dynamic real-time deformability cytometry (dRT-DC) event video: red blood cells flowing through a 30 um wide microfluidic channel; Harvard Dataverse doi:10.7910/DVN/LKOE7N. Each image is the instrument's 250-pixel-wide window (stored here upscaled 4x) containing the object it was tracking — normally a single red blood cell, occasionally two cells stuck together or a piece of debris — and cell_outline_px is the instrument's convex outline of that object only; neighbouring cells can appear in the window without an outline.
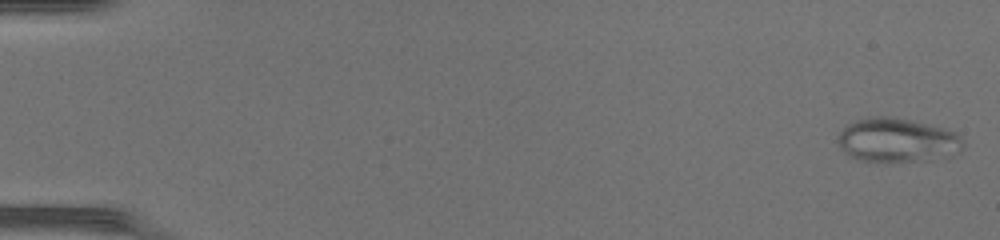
{"species": "common noctule bat (a hibernating species)", "species_latin": "Nyctalus noctula", "temperature_condition": "warm", "stored_images_in_passage": 48, "camera_frame_rate_fps": 3000, "um_per_image_px": 0.085, "animal": {"sex": "female", "body_mass_g": 17.0, "forearm_length_mm": 48.0}, "frame": {"image": 1, "passage_image": 1, "time_ms": 0.0, "image_size_px": [1000, 240], "cell_outline_px": [[964, 144], [960, 148], [920, 160], [860, 160], [848, 156], [840, 148], [836, 140], [840, 132], [848, 124], [856, 120], [872, 116], [892, 116], [956, 132], [964, 140]], "centroid_in_image_um": [76.11, 11.87], "position_along_channel_um": 8.9, "area_um2": 30.75}}
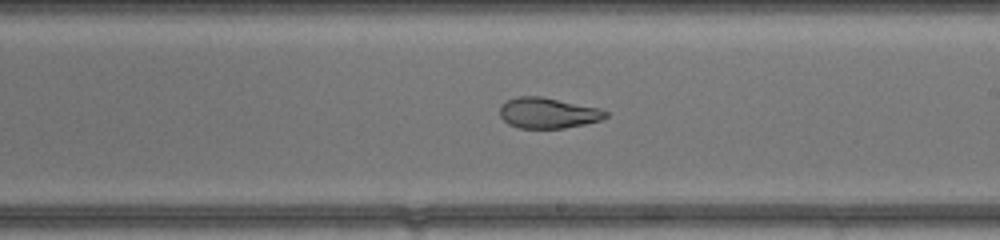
{"frame": {"image": 2, "passage_image": 29, "time_ms": 9.333, "image_size_px": [1000, 240], "cell_outline_px": [[608, 116], [600, 120], [584, 124], [564, 128], [520, 128], [508, 124], [500, 116], [500, 104], [516, 96], [540, 96], [600, 108], [608, 112]], "centroid_in_image_um": [46.56, 9.6], "position_along_channel_um": 242.4, "area_um2": 18.9}}
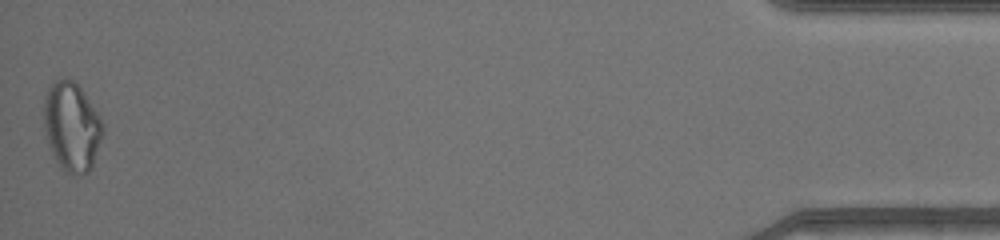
{"frame": {"image": 3, "passage_image": 48, "time_ms": 15.667, "image_size_px": [1000, 240], "cell_outline_px": [[104, 132], [92, 168], [88, 172], [80, 176], [68, 172], [60, 168], [52, 156], [48, 144], [44, 128], [44, 96], [48, 88], [56, 80], [72, 80], [80, 88], [100, 116], [104, 124]], "centroid_in_image_um": [6.1, 10.82], "position_along_channel_um": 429.1, "area_um2": 30.69}, "authors_computed_cell_mechanics": {"area_um2": 25.2008, "velocity_mm_per_s": 4.3644, "shape_relaxation_time_tau1_ms": null, "shape_relaxation_time_tau2_ms": 1.0113, "deformation_change_tau1": null, "deformation_change_tau2": 0.0829}}